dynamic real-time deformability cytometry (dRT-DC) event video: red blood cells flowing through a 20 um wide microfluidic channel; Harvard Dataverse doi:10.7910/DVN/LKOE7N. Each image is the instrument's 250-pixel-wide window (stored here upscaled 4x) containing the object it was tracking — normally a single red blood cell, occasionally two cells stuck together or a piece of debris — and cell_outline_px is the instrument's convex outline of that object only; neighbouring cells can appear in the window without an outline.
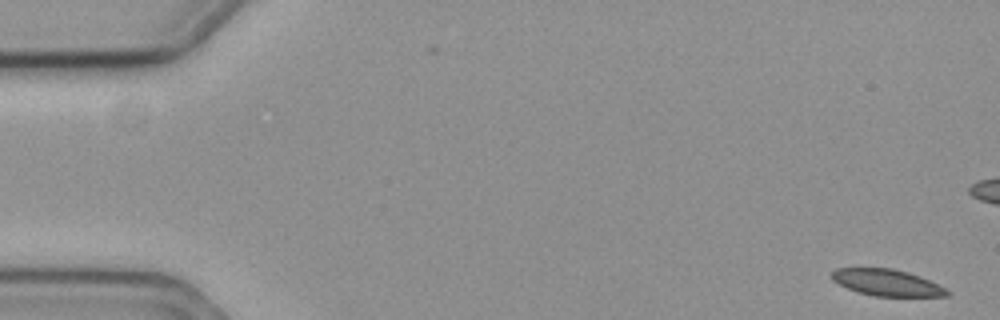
{"species": "common noctule bat (a hibernating species)", "species_latin": "Nyctalus noctula", "temperature_condition": "cold", "stored_images_in_passage": 59, "camera_frame_rate_fps": 3000, "um_per_image_px": 0.085, "animal": {"sex": "female", "body_mass_g": 19.3, "forearm_length_mm": 54.1}, "frame": {"image": 1, "passage_image": 1, "time_ms": 0.0, "image_size_px": [1000, 320], "cell_outline_px": [[952, 292], [948, 296], [872, 296], [848, 288], [832, 280], [832, 272], [836, 268], [892, 268], [908, 272], [920, 276]], "centroid_in_image_um": [75.39, 24.02], "position_along_channel_um": 9.6, "area_um2": 17.63}}
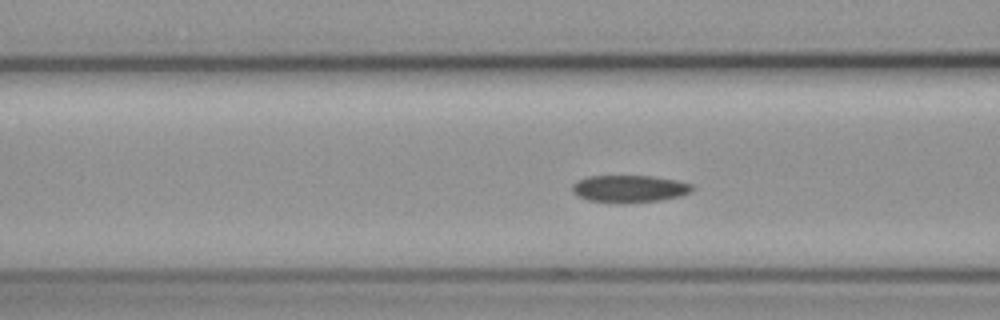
{"frame": {"image": 2, "passage_image": 22, "time_ms": 7.0, "image_size_px": [1000, 320], "cell_outline_px": [[696, 184], [692, 192], [680, 196], [660, 200], [588, 200], [576, 196], [572, 192], [572, 184], [576, 180], [588, 176], [652, 176], [676, 180]], "centroid_in_image_um": [53.53, 15.99], "position_along_channel_um": 113.1, "area_um2": 18.44}}
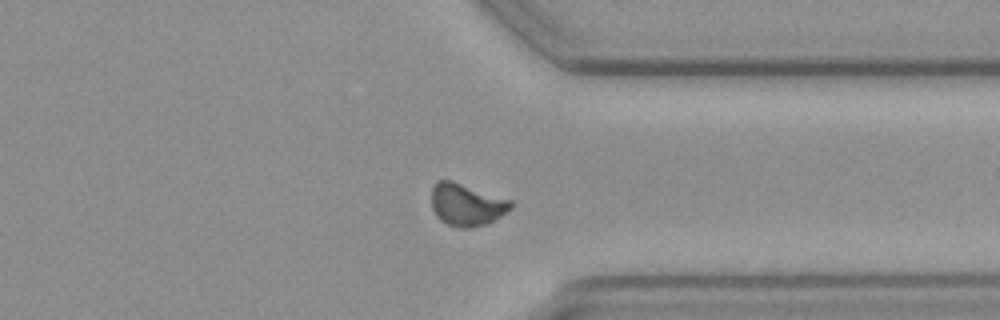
{"frame": {"image": 3, "passage_image": 44, "time_ms": 14.333, "image_size_px": [1000, 320], "cell_outline_px": [[512, 208], [488, 224], [472, 228], [460, 228], [448, 224], [440, 220], [436, 216], [432, 208], [432, 188], [436, 180], [452, 180], [512, 200]], "centroid_in_image_um": [39.66, 17.4], "position_along_channel_um": 371.7, "area_um2": 19.71}, "authors_computed_cell_mechanics": {"area_um2": 18.9584, "velocity_mm_per_s": 3.5594, "shape_relaxation_time_tau1_ms": 3.9268, "shape_relaxation_time_tau2_ms": 7.0654, "deformation_change_tau1": 0.102, "deformation_change_tau2": 0.1155}}